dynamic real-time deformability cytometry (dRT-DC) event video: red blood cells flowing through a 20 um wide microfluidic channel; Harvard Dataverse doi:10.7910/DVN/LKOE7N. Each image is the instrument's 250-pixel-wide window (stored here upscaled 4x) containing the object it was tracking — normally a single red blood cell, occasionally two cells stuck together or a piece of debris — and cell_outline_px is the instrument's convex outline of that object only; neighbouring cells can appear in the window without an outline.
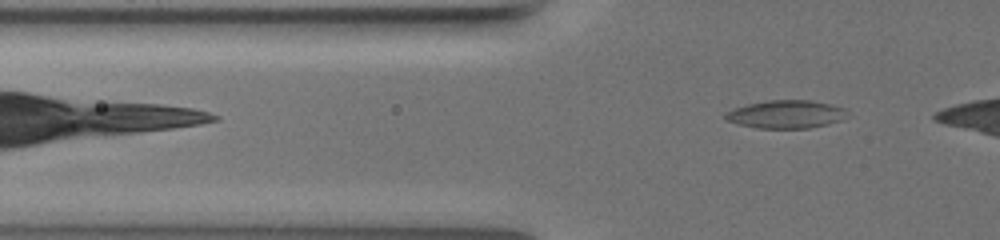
{"species": "common noctule bat (a hibernating species)", "species_latin": "Nyctalus noctula", "temperature_condition": "warm", "stored_images_in_passage": 41, "camera_frame_rate_fps": 3000, "um_per_image_px": 0.085, "animal": {"sex": "female", "body_mass_g": 19.5, "forearm_length_mm": 54.1}, "frame": {"image": 1, "passage_image": 7, "time_ms": 2.0, "image_size_px": [1000, 240], "cell_outline_px": [[844, 108], [840, 120], [808, 128], [756, 128], [740, 124], [728, 120], [724, 116], [728, 112], [736, 108], [748, 104], [768, 100], [808, 100], [828, 104]], "centroid_in_image_um": [66.74, 9.71], "position_along_channel_um": 59.1, "area_um2": 19.13}}
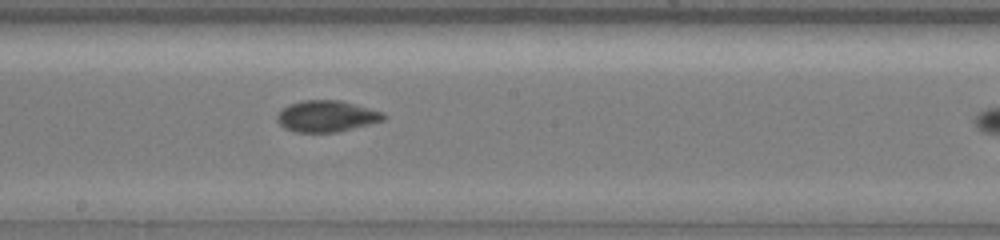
{"frame": {"image": 2, "passage_image": 23, "time_ms": 7.333, "image_size_px": [1000, 240], "cell_outline_px": [[388, 116], [384, 120], [336, 132], [296, 132], [284, 128], [280, 124], [280, 112], [288, 104], [304, 100], [340, 100], [368, 108], [380, 112]], "centroid_in_image_um": [27.77, 9.87], "position_along_channel_um": 220.4, "area_um2": 18.96}}
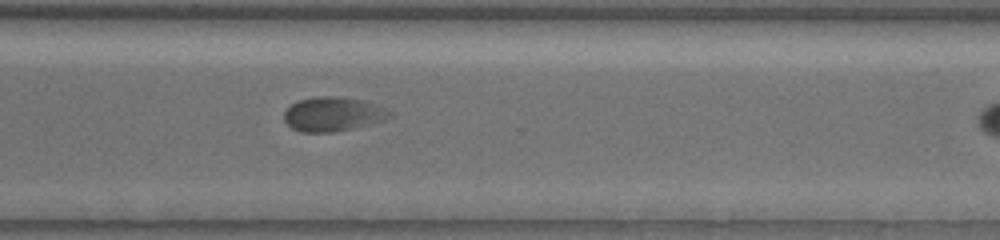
{"frame": {"image": 3, "passage_image": 34, "time_ms": 11.0, "image_size_px": [1000, 240], "cell_outline_px": [[392, 116], [348, 128], [332, 132], [300, 132], [292, 128], [284, 120], [284, 112], [292, 104], [300, 100], [316, 96], [340, 96], [364, 100], [392, 112]], "centroid_in_image_um": [28.22, 9.68], "position_along_channel_um": 342.4, "area_um2": 20.46}}